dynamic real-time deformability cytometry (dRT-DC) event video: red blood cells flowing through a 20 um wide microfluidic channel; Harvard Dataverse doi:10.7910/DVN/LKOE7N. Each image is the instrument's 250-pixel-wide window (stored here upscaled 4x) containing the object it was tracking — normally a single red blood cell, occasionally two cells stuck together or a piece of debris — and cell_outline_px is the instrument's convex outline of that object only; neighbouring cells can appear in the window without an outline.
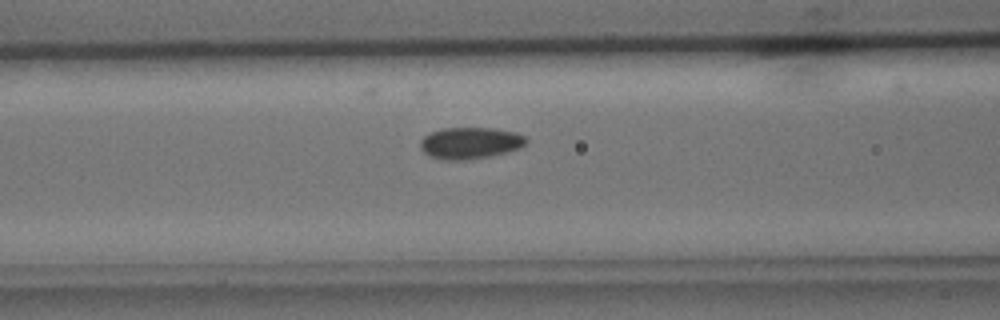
{"species": "common noctule bat (a hibernating species)", "species_latin": "Nyctalus noctula", "temperature_condition": "cold", "stored_images_in_passage": 38, "camera_frame_rate_fps": 3000, "um_per_image_px": 0.085, "animal": {"sex": "male", "body_mass_g": 15.6}, "frame": {"image": 1, "passage_image": 14, "time_ms": 4.333, "image_size_px": [1000, 320], "cell_outline_px": [[528, 140], [520, 148], [508, 152], [492, 156], [464, 160], [444, 160], [428, 156], [420, 148], [420, 140], [424, 136], [432, 132], [444, 128], [492, 128], [516, 132], [524, 136]], "centroid_in_image_um": [39.96, 12.16], "position_along_channel_um": 126.6, "area_um2": 19.59}}
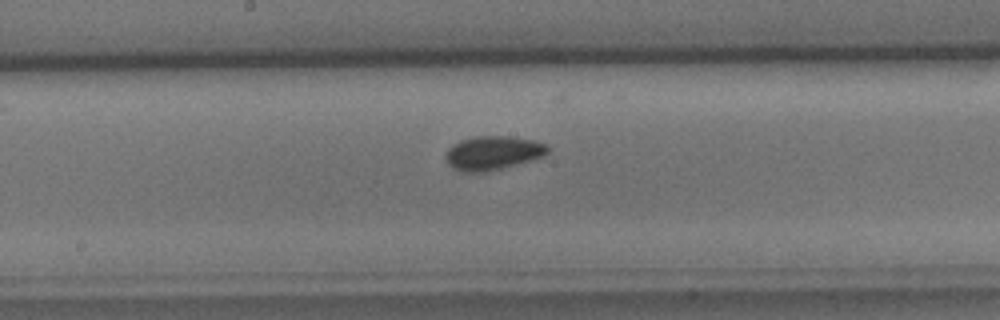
{"frame": {"image": 2, "passage_image": 20, "time_ms": 6.333, "image_size_px": [1000, 320], "cell_outline_px": [[548, 152], [544, 156], [516, 164], [484, 172], [464, 172], [452, 168], [448, 164], [444, 156], [448, 148], [452, 144], [460, 140], [476, 136], [508, 136], [532, 140], [548, 144]], "centroid_in_image_um": [41.86, 12.99], "position_along_channel_um": 206.3, "area_um2": 20.11}}
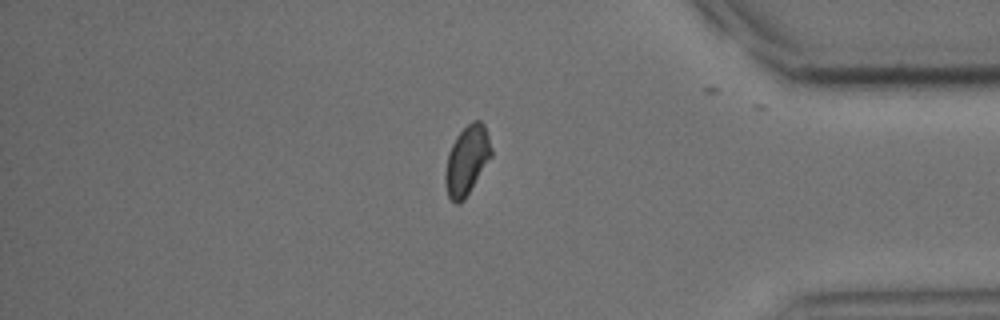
{"frame": {"image": 3, "passage_image": 36, "time_ms": 11.667, "image_size_px": [1000, 320], "cell_outline_px": [[492, 156], [464, 200], [460, 204], [456, 204], [448, 196], [444, 184], [444, 176], [448, 152], [456, 136], [472, 120], [480, 120], [484, 124], [492, 148]], "centroid_in_image_um": [39.67, 13.63], "position_along_channel_um": 395.5, "area_um2": 18.61}}